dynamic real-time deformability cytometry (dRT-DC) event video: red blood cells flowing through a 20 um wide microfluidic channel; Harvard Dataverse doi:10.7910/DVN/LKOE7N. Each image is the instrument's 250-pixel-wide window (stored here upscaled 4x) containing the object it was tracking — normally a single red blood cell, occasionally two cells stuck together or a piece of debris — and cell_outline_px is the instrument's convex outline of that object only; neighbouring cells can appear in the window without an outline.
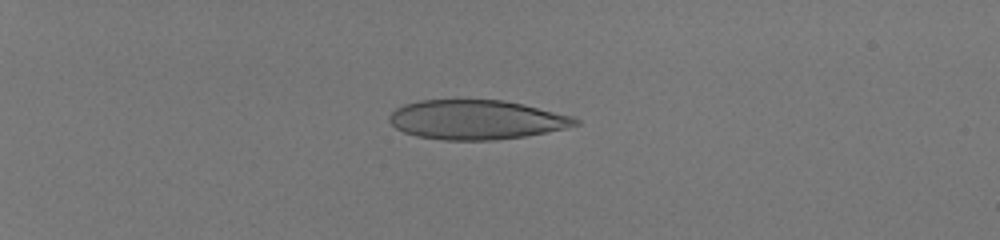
{"species": "human", "species_latin": "Homo sapiens", "temperature_condition": "room temperature", "stored_images_in_passage": 42, "camera_frame_rate_fps": 3000, "um_per_image_px": 0.085, "donor": {"sex": "male"}, "frame": {"image": 1, "passage_image": 3, "time_ms": 0.667, "image_size_px": [1000, 240], "cell_outline_px": [[580, 124], [564, 128], [524, 136], [496, 140], [444, 140], [416, 136], [404, 132], [396, 128], [388, 120], [388, 116], [396, 108], [404, 104], [420, 100], [504, 100], [524, 104], [576, 116], [580, 120]], "centroid_in_image_um": [40.5, 10.17], "position_along_channel_um": 44.5, "area_um2": 42.89}}
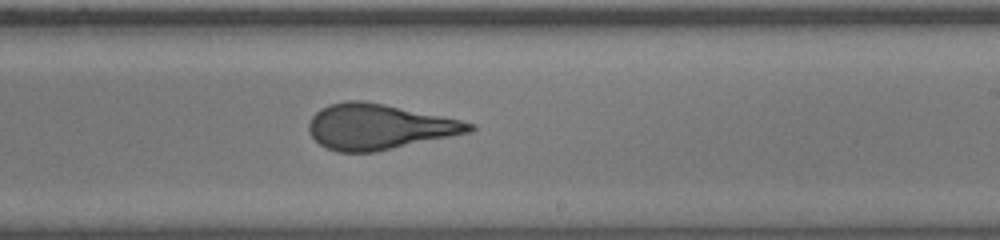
{"frame": {"image": 2, "passage_image": 25, "time_ms": 8.0, "image_size_px": [1000, 240], "cell_outline_px": [[476, 128], [468, 132], [376, 152], [336, 152], [320, 144], [312, 136], [308, 128], [308, 124], [312, 116], [320, 108], [328, 104], [344, 100], [360, 100], [384, 104], [460, 120], [476, 124]], "centroid_in_image_um": [32.16, 10.77], "position_along_channel_um": 256.8, "area_um2": 42.14}}
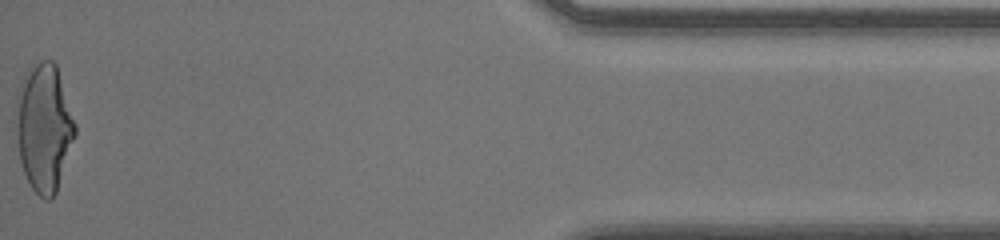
{"frame": {"image": 3, "passage_image": 42, "time_ms": 13.667, "image_size_px": [1000, 240], "cell_outline_px": [[76, 136], [56, 192], [48, 200], [44, 200], [32, 188], [24, 172], [20, 160], [16, 128], [16, 100], [20, 84], [28, 68], [32, 64], [40, 60], [52, 60], [56, 64], [76, 124]], "centroid_in_image_um": [3.74, 10.82], "position_along_channel_um": 431.5, "area_um2": 43.87}, "authors_computed_cell_mechanics": {"area_um2": 42.6275, "velocity_mm_per_s": 4.0792, "shape_relaxation_time_tau1_ms": 9.7054, "shape_relaxation_time_tau2_ms": null, "deformation_change_tau1": 0.3233, "deformation_change_tau2": null}}